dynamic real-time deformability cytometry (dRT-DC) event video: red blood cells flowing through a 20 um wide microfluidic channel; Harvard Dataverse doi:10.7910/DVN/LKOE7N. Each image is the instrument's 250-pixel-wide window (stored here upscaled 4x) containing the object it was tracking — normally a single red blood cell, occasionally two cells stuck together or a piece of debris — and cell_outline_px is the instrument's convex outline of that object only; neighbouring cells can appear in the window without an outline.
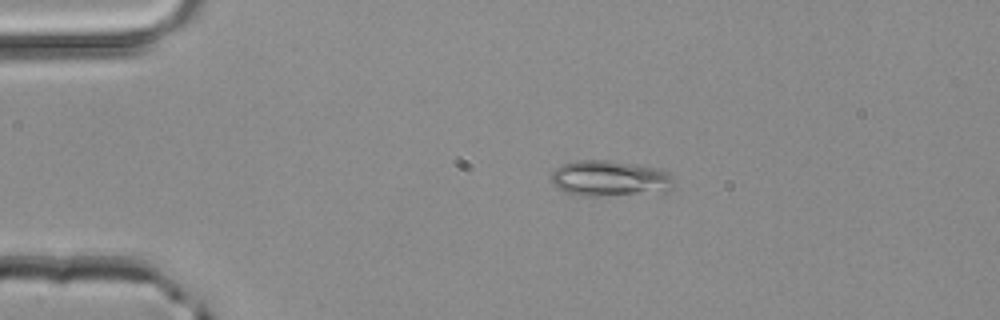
{"species": "common noctule bat (a hibernating species)", "species_latin": "Nyctalus noctula", "temperature_condition": "room temperature", "stored_images_in_passage": 4, "camera_frame_rate_fps": 3000, "um_per_image_px": 0.085, "animal": {"sex": "male", "body_mass_g": 20.4}, "frame": {"image": 1, "passage_image": 3, "time_ms": 0.667, "image_size_px": [1000, 320], "cell_outline_px": [[672, 184], [668, 192], [600, 196], [580, 196], [564, 192], [556, 188], [552, 184], [552, 172], [556, 168], [564, 164], [576, 160], [612, 160], [660, 168], [668, 172], [672, 176]], "centroid_in_image_um": [51.83, 15.17], "position_along_channel_um": 33.2, "area_um2": 25.95}}